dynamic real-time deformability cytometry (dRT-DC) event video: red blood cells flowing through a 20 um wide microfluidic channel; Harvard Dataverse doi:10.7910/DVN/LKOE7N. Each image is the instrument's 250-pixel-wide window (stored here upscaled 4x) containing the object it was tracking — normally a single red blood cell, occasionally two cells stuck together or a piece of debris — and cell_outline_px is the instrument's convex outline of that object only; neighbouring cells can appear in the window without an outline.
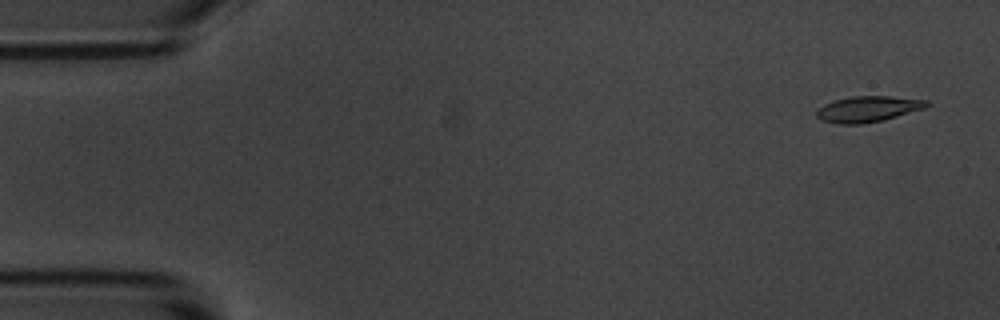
{"species": "common noctule bat (a hibernating species)", "species_latin": "Nyctalus noctula", "temperature_condition": "room temperature", "stored_images_in_passage": 4, "camera_frame_rate_fps": 3000, "um_per_image_px": 0.085, "animal": {"sex": "male", "body_mass_g": 20.1, "forearm_length_mm": 53.5}, "frame": {"image": 1, "passage_image": 1, "time_ms": 0.0, "image_size_px": [1000, 320], "cell_outline_px": [[932, 104], [924, 108], [884, 120], [860, 124], [836, 124], [820, 120], [816, 116], [816, 108], [824, 104], [836, 100], [852, 96], [888, 96], [928, 100]], "centroid_in_image_um": [73.75, 9.27], "position_along_channel_um": 11.2, "area_um2": 16.7}}
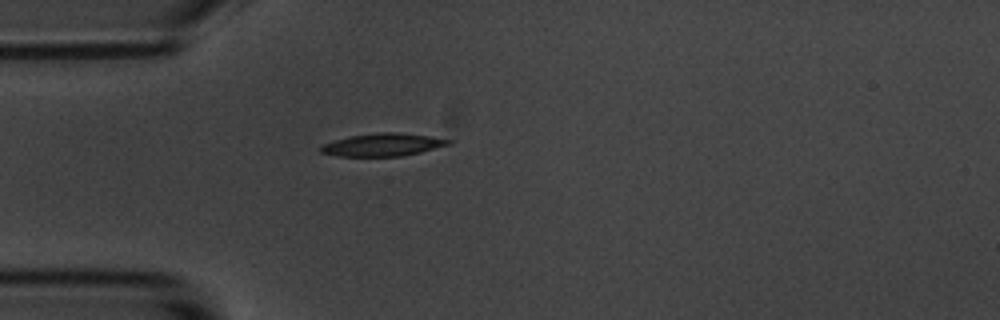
{"frame": {"image": 2, "passage_image": 4, "time_ms": 4.333, "image_size_px": [1000, 320], "cell_outline_px": [[452, 144], [404, 156], [336, 156], [320, 152], [320, 148], [324, 144], [336, 140], [352, 136], [380, 132], [396, 132], [428, 136], [452, 140]], "centroid_in_image_um": [32.57, 12.31], "position_along_channel_um": 52.4, "area_um2": 16.7}}